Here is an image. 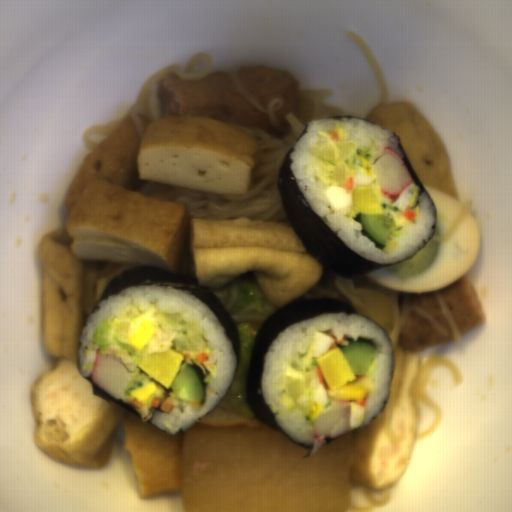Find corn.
Returning a JSON list of instances; mask_svg holds the SVG:
<instances>
[{
  "mask_svg": "<svg viewBox=\"0 0 512 512\" xmlns=\"http://www.w3.org/2000/svg\"><path fill=\"white\" fill-rule=\"evenodd\" d=\"M156 331V323L145 318L138 328L128 336L129 345L142 350L149 343Z\"/></svg>",
  "mask_w": 512,
  "mask_h": 512,
  "instance_id": "1",
  "label": "corn"
},
{
  "mask_svg": "<svg viewBox=\"0 0 512 512\" xmlns=\"http://www.w3.org/2000/svg\"><path fill=\"white\" fill-rule=\"evenodd\" d=\"M155 391L152 381L144 386H141L131 392V396L140 404L148 403L151 394Z\"/></svg>",
  "mask_w": 512,
  "mask_h": 512,
  "instance_id": "2",
  "label": "corn"
}]
</instances>
